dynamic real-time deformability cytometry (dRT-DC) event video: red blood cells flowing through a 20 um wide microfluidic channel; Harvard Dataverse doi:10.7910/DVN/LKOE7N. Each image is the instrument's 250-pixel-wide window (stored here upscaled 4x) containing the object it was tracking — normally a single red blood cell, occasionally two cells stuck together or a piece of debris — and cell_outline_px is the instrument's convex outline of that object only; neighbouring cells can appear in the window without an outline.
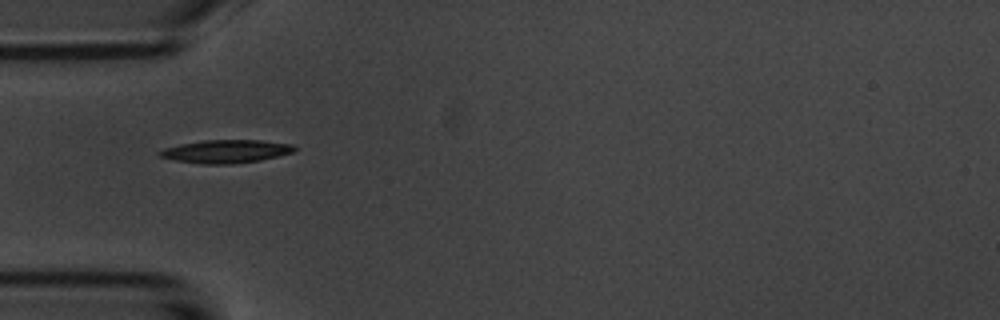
{"species": "common noctule bat (a hibernating species)", "species_latin": "Nyctalus noctula", "temperature_condition": "room temperature", "stored_images_in_passage": 5, "camera_frame_rate_fps": 3000, "um_per_image_px": 0.085, "animal": {"sex": "male", "body_mass_g": 20.1, "forearm_length_mm": 53.5}, "frame": {"image": 1, "passage_image": 3, "time_ms": 3.333, "image_size_px": [1000, 320], "cell_outline_px": [[296, 148], [292, 152], [260, 160], [232, 164], [204, 164], [176, 160], [160, 156], [156, 152], [164, 148], [180, 144], [204, 140], [260, 140], [292, 144]], "centroid_in_image_um": [19.18, 12.86], "position_along_channel_um": 65.8, "area_um2": 17.98}}
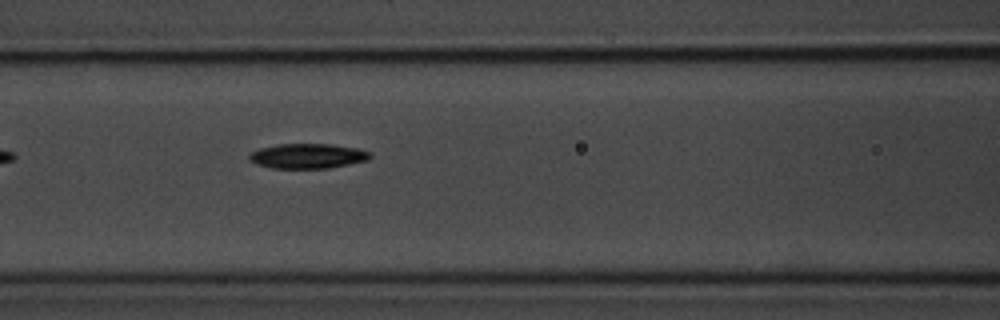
{"frame": {"image": 2, "passage_image": 5, "time_ms": 5.333, "image_size_px": [1000, 320], "cell_outline_px": [[372, 156], [368, 160], [328, 168], [272, 168], [256, 164], [248, 160], [248, 156], [252, 152], [260, 148], [280, 144], [328, 144], [360, 148], [372, 152]], "centroid_in_image_um": [26.17, 13.26], "position_along_channel_um": 140.4, "area_um2": 17.57}}